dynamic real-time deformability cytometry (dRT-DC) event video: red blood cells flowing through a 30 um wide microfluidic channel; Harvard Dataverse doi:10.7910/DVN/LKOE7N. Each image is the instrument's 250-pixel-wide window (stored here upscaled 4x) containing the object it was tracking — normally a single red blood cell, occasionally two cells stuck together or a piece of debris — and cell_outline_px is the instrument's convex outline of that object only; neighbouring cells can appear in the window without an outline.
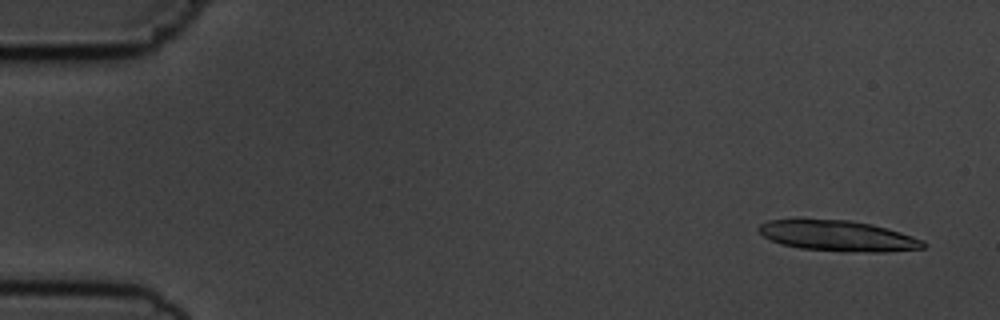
{"species": "common noctule bat (a hibernating species)", "species_latin": "Nyctalus noctula", "temperature_condition": "cold", "stored_images_in_passage": 7, "camera_frame_rate_fps": 3000, "um_per_image_px": 0.085, "animal": {"sex": "male", "body_mass_g": 19.5, "forearm_length_mm": 54.6}, "frame": {"image": 1, "passage_image": 1, "time_ms": 0.0, "image_size_px": [1000, 320], "cell_outline_px": [[928, 244], [924, 248], [884, 252], [844, 252], [800, 248], [780, 244], [764, 236], [756, 228], [760, 224], [768, 220], [848, 220], [872, 224], [900, 232], [924, 240]], "centroid_in_image_um": [71.26, 20.06], "position_along_channel_um": 13.7, "area_um2": 29.3}}
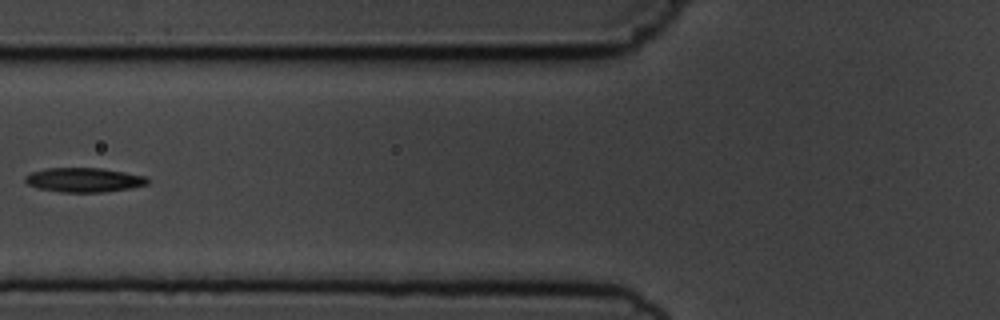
{"frame": {"image": 2, "passage_image": 6, "time_ms": 6.333, "image_size_px": [1000, 320], "cell_outline_px": [[148, 184], [128, 188], [104, 192], [60, 192], [36, 188], [28, 184], [24, 180], [24, 176], [32, 172], [44, 168], [100, 168], [148, 176]], "centroid_in_image_um": [7.11, 15.29], "position_along_channel_um": 118.7, "area_um2": 17.4}}
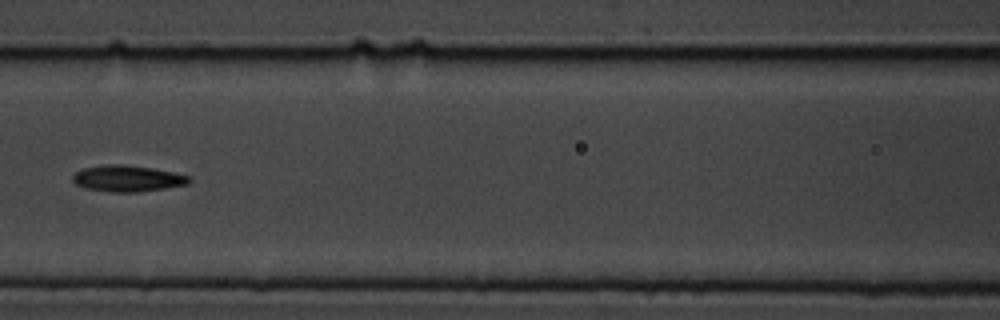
{"frame": {"image": 3, "passage_image": 7, "time_ms": 7.333, "image_size_px": [1000, 320], "cell_outline_px": [[192, 180], [188, 184], [164, 188], [136, 192], [108, 192], [84, 188], [76, 184], [72, 180], [72, 176], [76, 172], [84, 168], [108, 164], [120, 164], [152, 168], [192, 176]], "centroid_in_image_um": [10.84, 15.17], "position_along_channel_um": 155.8, "area_um2": 17.8}}